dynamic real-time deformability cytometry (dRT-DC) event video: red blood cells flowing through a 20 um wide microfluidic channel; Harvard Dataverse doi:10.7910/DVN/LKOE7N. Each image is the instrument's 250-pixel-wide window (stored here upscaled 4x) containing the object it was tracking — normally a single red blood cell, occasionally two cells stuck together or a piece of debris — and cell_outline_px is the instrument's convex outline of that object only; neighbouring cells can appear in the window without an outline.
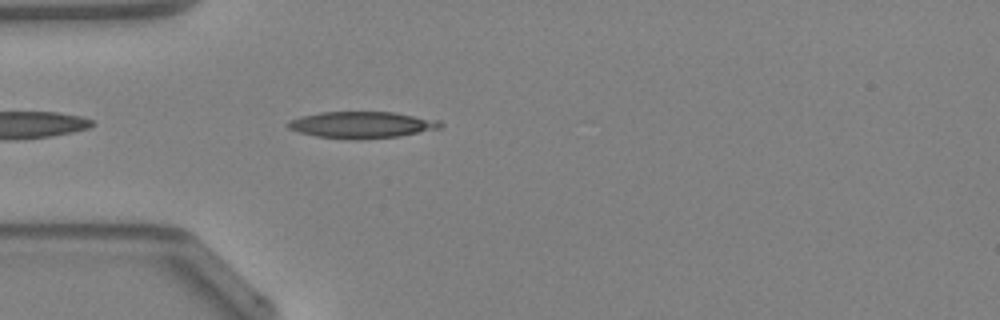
{"species": "Egyptian fruit bat (a non-hibernating species)", "species_latin": "Rousettus aegyptiacus", "temperature_condition": "warm", "stored_images_in_passage": 16, "camera_frame_rate_fps": 3000, "um_per_image_px": 0.085, "animal": {"sex": "female"}, "frame": {"image": 1, "passage_image": 3, "time_ms": 0.667, "image_size_px": [1000, 320], "cell_outline_px": [[444, 124], [440, 128], [400, 136], [356, 140], [352, 140], [316, 136], [300, 132], [288, 128], [284, 124], [288, 120], [300, 116], [320, 112], [396, 112], [440, 120]], "centroid_in_image_um": [30.74, 10.61], "position_along_channel_um": 54.3, "area_um2": 23.87}}